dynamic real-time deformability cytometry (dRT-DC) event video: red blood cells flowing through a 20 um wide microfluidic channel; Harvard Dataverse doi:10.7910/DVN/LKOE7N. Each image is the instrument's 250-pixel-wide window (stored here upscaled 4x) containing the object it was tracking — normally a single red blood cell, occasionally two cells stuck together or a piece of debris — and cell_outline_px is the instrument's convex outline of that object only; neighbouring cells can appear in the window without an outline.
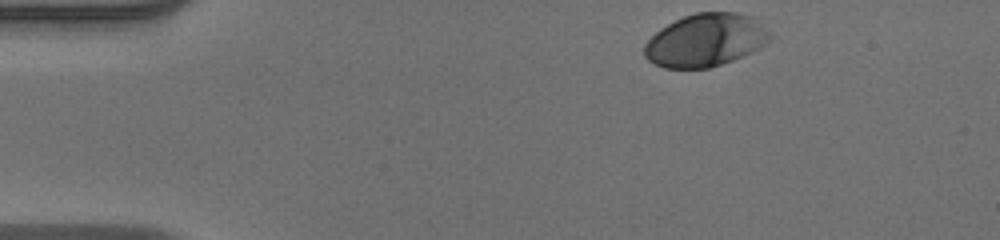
{"species": "human", "species_latin": "Homo sapiens", "temperature_condition": "warm", "stored_images_in_passage": 37, "camera_frame_rate_fps": 3000, "um_per_image_px": 0.085, "donor": {"sex": "male"}, "frame": {"image": 1, "passage_image": 1, "time_ms": 0.0, "image_size_px": [1000, 240], "cell_outline_px": [[772, 40], [768, 44], [760, 48], [732, 60], [708, 68], [664, 68], [648, 60], [644, 56], [644, 44], [660, 28], [684, 16], [696, 12], [740, 12], [752, 16], [768, 28], [772, 36]], "centroid_in_image_um": [60.01, 3.4], "position_along_channel_um": 25.0, "area_um2": 38.9}}
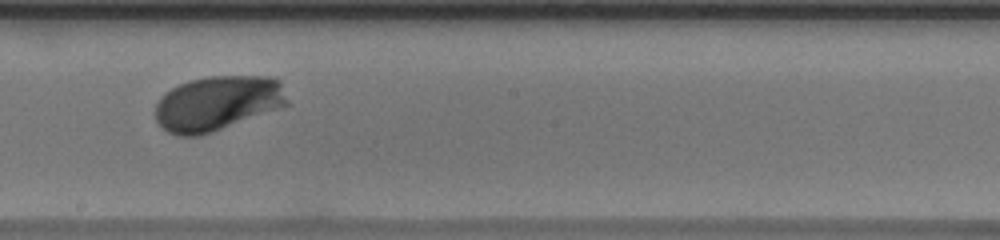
{"frame": {"image": 2, "passage_image": 23, "time_ms": 7.333, "image_size_px": [1000, 240], "cell_outline_px": [[288, 104], [212, 132], [200, 136], [180, 136], [168, 132], [156, 120], [156, 104], [160, 96], [164, 92], [180, 84], [192, 80], [208, 76], [268, 76], [280, 80], [288, 100]], "centroid_in_image_um": [18.46, 8.76], "position_along_channel_um": 229.7, "area_um2": 41.79}}
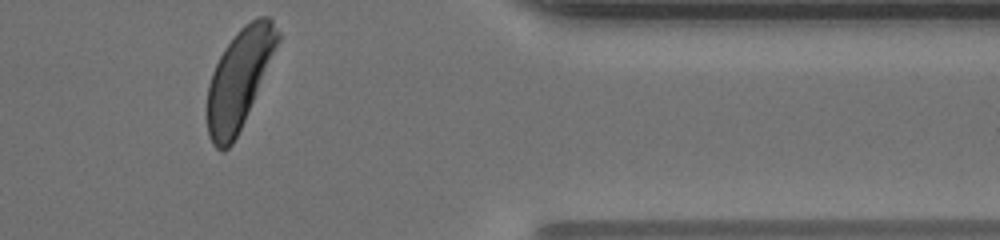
{"frame": {"image": 3, "passage_image": 37, "time_ms": 12.0, "image_size_px": [1000, 240], "cell_outline_px": [[280, 40], [244, 120], [232, 144], [228, 148], [216, 148], [212, 144], [208, 136], [208, 84], [212, 72], [224, 48], [236, 32], [244, 24], [260, 16], [268, 16], [272, 20], [280, 32]], "centroid_in_image_um": [20.33, 6.65], "position_along_channel_um": 391.1, "area_um2": 39.77}, "authors_computed_cell_mechanics": {"area_um2": 39.9976, "velocity_mm_per_s": 3.9026, "shape_relaxation_time_tau1_ms": 1.9283, "shape_relaxation_time_tau2_ms": null, "deformation_change_tau1": 0.1176, "deformation_change_tau2": null}}